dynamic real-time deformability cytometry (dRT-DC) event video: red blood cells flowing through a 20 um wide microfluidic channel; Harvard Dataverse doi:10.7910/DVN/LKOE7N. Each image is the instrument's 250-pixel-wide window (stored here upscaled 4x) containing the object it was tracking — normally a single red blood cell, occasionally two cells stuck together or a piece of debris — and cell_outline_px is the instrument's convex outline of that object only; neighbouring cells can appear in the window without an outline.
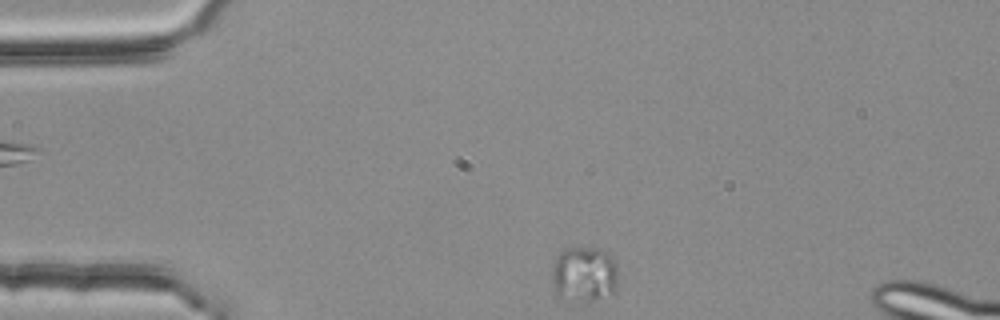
{"species": "common noctule bat (a hibernating species)", "species_latin": "Nyctalus noctula", "temperature_condition": "room temperature", "stored_images_in_passage": 5, "camera_frame_rate_fps": 3000, "um_per_image_px": 0.085, "animal": {"sex": "female", "body_mass_g": 25.1}, "frame": {"image": 1, "passage_image": 5, "time_ms": 1.333, "image_size_px": [1000, 320], "cell_outline_px": [[616, 292], [592, 300], [560, 300], [556, 296], [552, 284], [552, 264], [556, 256], [564, 248], [604, 248], [612, 256], [616, 264]], "centroid_in_image_um": [49.62, 23.29], "position_along_channel_um": 35.4, "area_um2": 21.85}}